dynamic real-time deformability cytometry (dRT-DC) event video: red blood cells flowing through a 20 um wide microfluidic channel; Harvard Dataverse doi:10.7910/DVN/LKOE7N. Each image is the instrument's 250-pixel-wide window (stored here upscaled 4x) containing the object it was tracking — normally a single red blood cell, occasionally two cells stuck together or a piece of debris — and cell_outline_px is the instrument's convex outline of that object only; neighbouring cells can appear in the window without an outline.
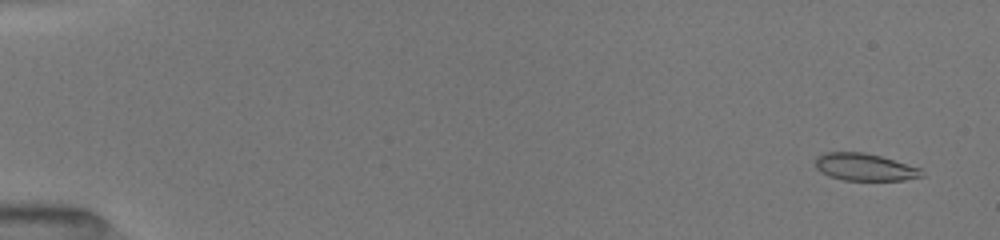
{"species": "common noctule bat (a hibernating species)", "species_latin": "Nyctalus noctula", "temperature_condition": "room temperature", "stored_images_in_passage": 15, "camera_frame_rate_fps": 3000, "um_per_image_px": 0.085, "animal": {"sex": "female", "body_mass_g": 19.5, "forearm_length_mm": 54.1}, "frame": {"image": 1, "passage_image": 1, "time_ms": 0.0, "image_size_px": [1000, 240], "cell_outline_px": [[924, 176], [904, 180], [844, 180], [828, 176], [820, 172], [816, 168], [816, 156], [824, 152], [864, 152], [880, 156], [920, 168]], "centroid_in_image_um": [73.46, 14.2], "position_along_channel_um": 11.5, "area_um2": 16.88}}
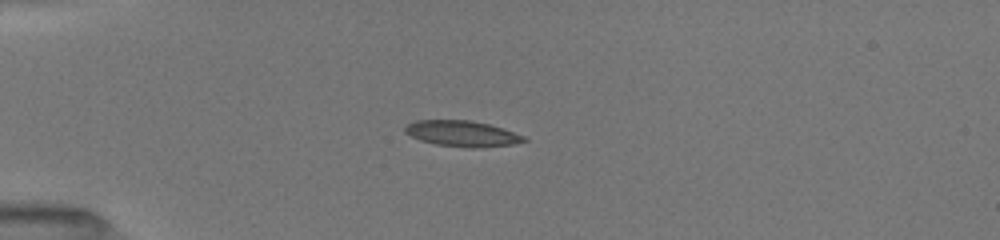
{"frame": {"image": 2, "passage_image": 10, "time_ms": 4.0, "image_size_px": [1000, 240], "cell_outline_px": [[528, 140], [512, 144], [484, 148], [472, 148], [436, 144], [420, 140], [404, 132], [404, 128], [408, 124], [416, 120], [472, 120], [504, 128], [524, 136]], "centroid_in_image_um": [39.3, 11.35], "position_along_channel_um": 45.7, "area_um2": 17.92}}
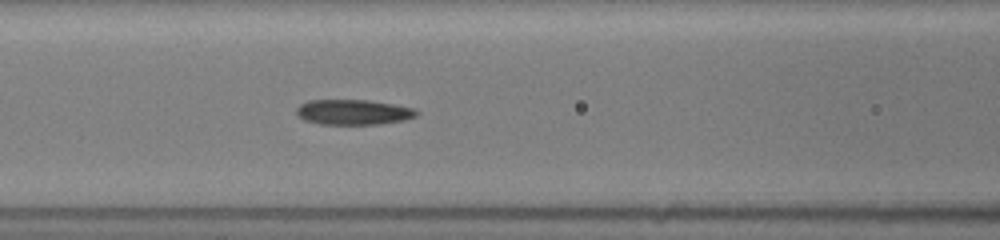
{"frame": {"image": 3, "passage_image": 15, "time_ms": 7.0, "image_size_px": [1000, 240], "cell_outline_px": [[420, 112], [416, 116], [404, 120], [380, 124], [320, 124], [304, 120], [296, 112], [296, 108], [300, 104], [308, 100], [368, 100], [392, 104], [412, 108]], "centroid_in_image_um": [30.02, 9.53], "position_along_channel_um": 136.6, "area_um2": 17.57}}